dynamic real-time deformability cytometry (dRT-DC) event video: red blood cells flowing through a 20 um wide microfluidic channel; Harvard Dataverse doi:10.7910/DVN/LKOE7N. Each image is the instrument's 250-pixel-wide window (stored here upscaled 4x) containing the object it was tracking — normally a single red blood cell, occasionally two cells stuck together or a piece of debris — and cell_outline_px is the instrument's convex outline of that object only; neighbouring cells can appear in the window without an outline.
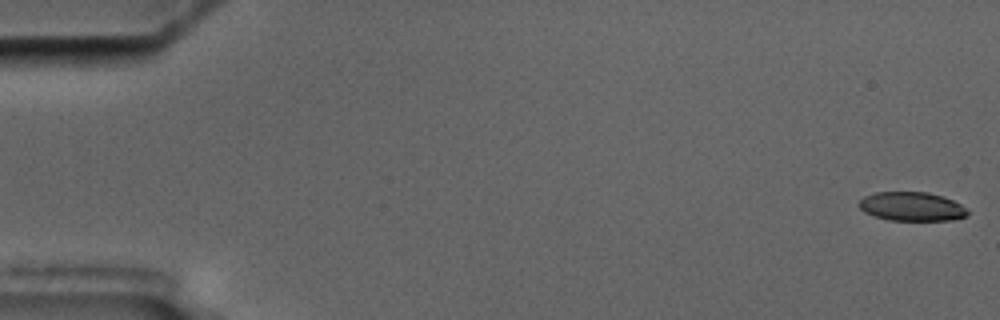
{"species": "common noctule bat (a hibernating species)", "species_latin": "Nyctalus noctula", "temperature_condition": "cold", "stored_images_in_passage": 5, "camera_frame_rate_fps": 3000, "um_per_image_px": 0.085, "animal": {"sex": "male", "body_mass_g": 17.5, "forearm_length_mm": 52.3}, "frame": {"image": 1, "passage_image": 1, "time_ms": 0.0, "image_size_px": [1000, 320], "cell_outline_px": [[968, 216], [952, 220], [888, 220], [864, 212], [856, 204], [864, 196], [876, 192], [928, 192], [944, 196], [960, 204], [968, 212]], "centroid_in_image_um": [77.48, 17.55], "position_along_channel_um": 7.5, "area_um2": 18.32}}
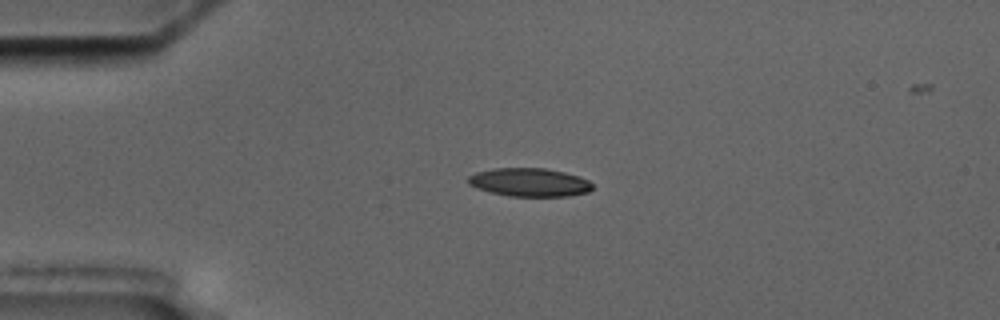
{"frame": {"image": 2, "passage_image": 4, "time_ms": 4.333, "image_size_px": [1000, 320], "cell_outline_px": [[592, 188], [588, 192], [568, 196], [508, 196], [476, 188], [468, 184], [468, 176], [476, 172], [492, 168], [544, 168], [564, 172], [580, 176], [588, 180], [592, 184]], "centroid_in_image_um": [44.99, 15.49], "position_along_channel_um": 40.0, "area_um2": 20.58}}